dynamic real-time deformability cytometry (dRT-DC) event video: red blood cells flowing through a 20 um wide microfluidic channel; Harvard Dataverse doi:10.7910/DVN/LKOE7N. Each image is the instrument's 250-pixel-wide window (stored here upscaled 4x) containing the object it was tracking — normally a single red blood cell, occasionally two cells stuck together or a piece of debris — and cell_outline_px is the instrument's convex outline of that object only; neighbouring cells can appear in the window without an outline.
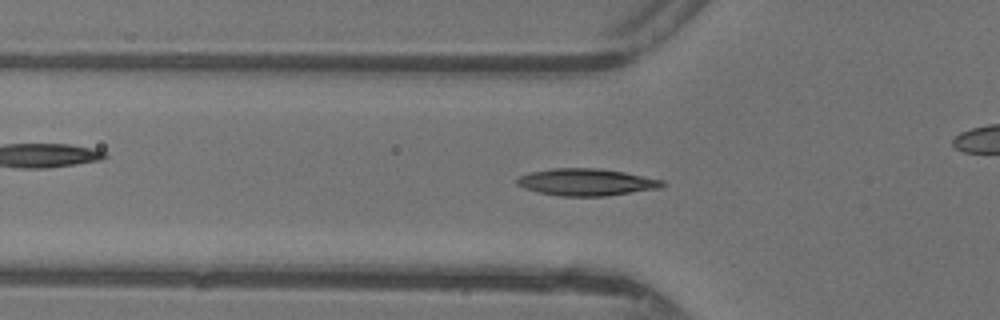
{"species": "common noctule bat (a hibernating species)", "species_latin": "Nyctalus noctula", "temperature_condition": "warm", "stored_images_in_passage": 26, "camera_frame_rate_fps": 3000, "um_per_image_px": 0.085, "animal": {"sex": "female"}, "frame": {"image": 1, "passage_image": 2, "time_ms": 0.333, "image_size_px": [1000, 320], "cell_outline_px": [[668, 184], [660, 188], [604, 196], [560, 196], [540, 192], [524, 188], [516, 184], [516, 180], [520, 176], [532, 172], [552, 168], [600, 168], [624, 172], [664, 180]], "centroid_in_image_um": [49.88, 15.48], "position_along_channel_um": 75.9, "area_um2": 22.83}}
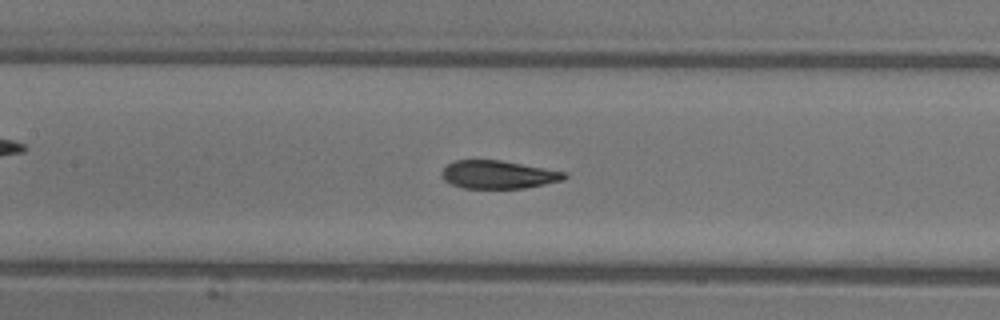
{"frame": {"image": 2, "passage_image": 8, "time_ms": 2.333, "image_size_px": [1000, 320], "cell_outline_px": [[568, 176], [564, 180], [524, 188], [464, 188], [452, 184], [444, 180], [440, 176], [440, 172], [448, 164], [456, 160], [500, 160], [568, 172]], "centroid_in_image_um": [42.36, 14.84], "position_along_channel_um": 165.0, "area_um2": 20.11}}
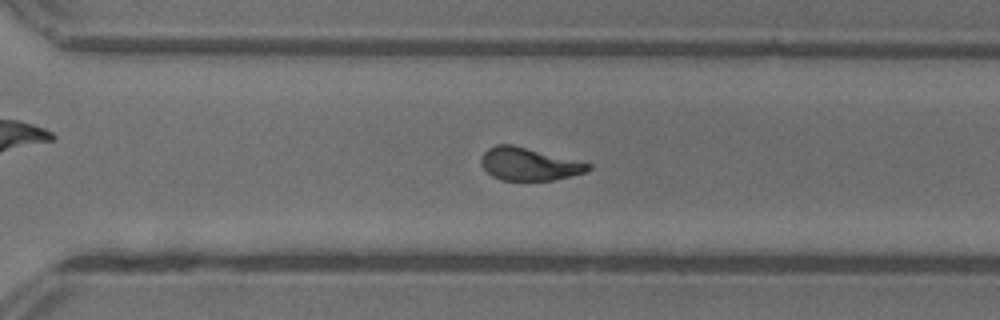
{"frame": {"image": 3, "passage_image": 19, "time_ms": 6.0, "image_size_px": [1000, 320], "cell_outline_px": [[592, 168], [584, 172], [552, 180], [500, 180], [492, 176], [480, 164], [480, 156], [488, 148], [496, 144], [512, 144], [592, 164]], "centroid_in_image_um": [44.91, 13.94], "position_along_channel_um": 325.7, "area_um2": 20.29}}